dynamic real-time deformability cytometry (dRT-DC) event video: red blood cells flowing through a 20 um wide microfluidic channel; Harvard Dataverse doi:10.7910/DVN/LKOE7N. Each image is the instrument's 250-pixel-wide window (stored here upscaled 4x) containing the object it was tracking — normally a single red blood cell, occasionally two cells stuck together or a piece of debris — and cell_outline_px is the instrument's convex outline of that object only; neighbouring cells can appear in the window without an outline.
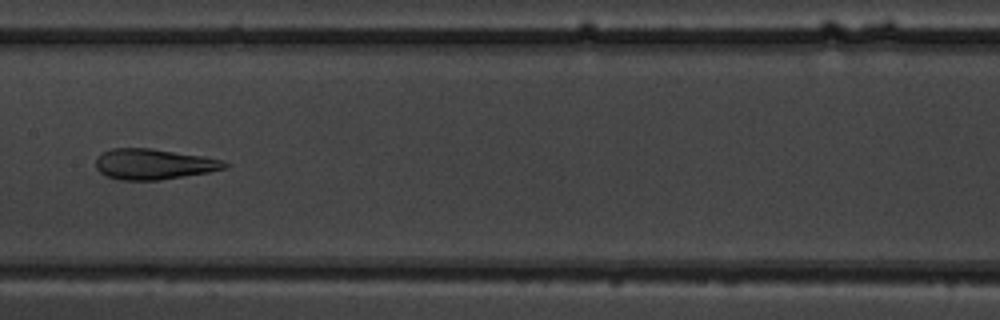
{"species": "common noctule bat (a hibernating species)", "species_latin": "Nyctalus noctula", "temperature_condition": "warm", "stored_images_in_passage": 8, "camera_frame_rate_fps": 3000, "um_per_image_px": 0.085, "animal": {"sex": "male", "body_mass_g": 19.5, "forearm_length_mm": 54.6}, "frame": {"image": 1, "passage_image": 8, "time_ms": 8.0, "image_size_px": [1000, 320], "cell_outline_px": [[232, 164], [228, 168], [208, 172], [160, 180], [120, 180], [108, 176], [100, 172], [96, 168], [96, 160], [104, 152], [112, 148], [152, 148], [204, 156], [224, 160]], "centroid_in_image_um": [13.14, 13.95], "position_along_channel_um": 194.3, "area_um2": 23.06}}